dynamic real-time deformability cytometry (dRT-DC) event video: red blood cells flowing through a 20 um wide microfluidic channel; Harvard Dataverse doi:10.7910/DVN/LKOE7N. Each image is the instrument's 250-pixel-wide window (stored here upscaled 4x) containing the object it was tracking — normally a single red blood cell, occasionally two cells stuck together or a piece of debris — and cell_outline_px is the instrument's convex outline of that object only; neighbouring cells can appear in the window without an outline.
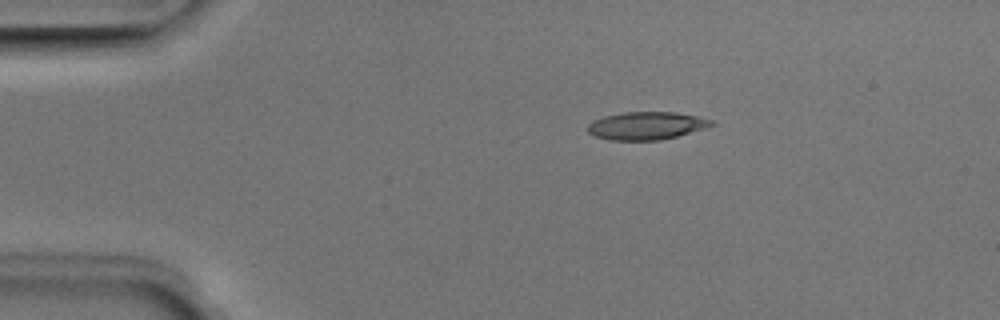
{"species": "Egyptian fruit bat (a non-hibernating species)", "species_latin": "Rousettus aegyptiacus", "temperature_condition": "room temperature", "stored_images_in_passage": 3, "camera_frame_rate_fps": 3000, "um_per_image_px": 0.085, "animal": {"sex": "male"}, "frame": {"image": 1, "passage_image": 1, "time_ms": 0.0, "image_size_px": [1000, 320], "cell_outline_px": [[716, 124], [704, 128], [676, 136], [660, 140], [608, 140], [592, 136], [588, 132], [588, 124], [592, 120], [604, 116], [624, 112], [676, 112], [696, 116], [712, 120]], "centroid_in_image_um": [54.89, 10.68], "position_along_channel_um": 30.1, "area_um2": 20.06}}
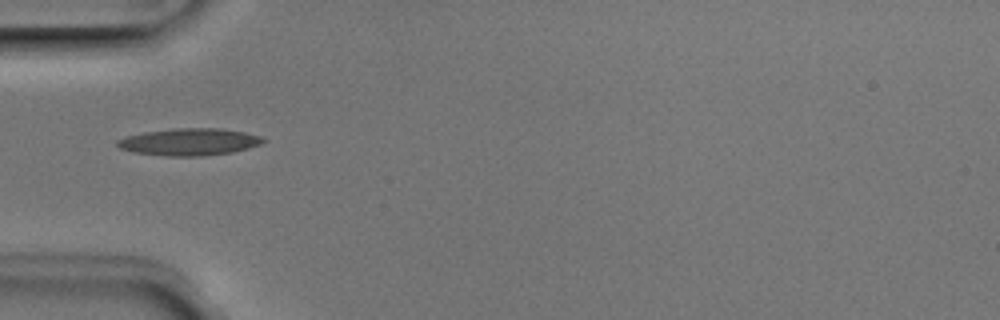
{"frame": {"image": 2, "passage_image": 3, "time_ms": 0.667, "image_size_px": [1000, 320], "cell_outline_px": [[264, 140], [260, 144], [248, 148], [232, 152], [200, 156], [164, 156], [132, 152], [120, 148], [116, 144], [116, 140], [128, 136], [144, 132], [176, 128], [220, 128], [244, 132], [264, 136]], "centroid_in_image_um": [16.09, 12.06], "position_along_channel_um": 68.9, "area_um2": 23.0}}